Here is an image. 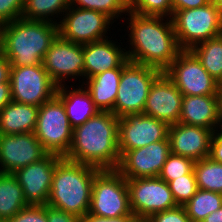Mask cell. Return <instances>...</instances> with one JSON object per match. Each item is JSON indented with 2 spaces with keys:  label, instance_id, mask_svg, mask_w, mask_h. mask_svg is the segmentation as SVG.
Listing matches in <instances>:
<instances>
[{
  "label": "cell",
  "instance_id": "6da1fadb",
  "mask_svg": "<svg viewBox=\"0 0 222 222\" xmlns=\"http://www.w3.org/2000/svg\"><path fill=\"white\" fill-rule=\"evenodd\" d=\"M128 13V37L133 47L127 51L128 60L164 72L181 51L172 19L165 16L139 15L130 11ZM164 18L170 20L167 19L166 22Z\"/></svg>",
  "mask_w": 222,
  "mask_h": 222
},
{
  "label": "cell",
  "instance_id": "7a4b0ae2",
  "mask_svg": "<svg viewBox=\"0 0 222 222\" xmlns=\"http://www.w3.org/2000/svg\"><path fill=\"white\" fill-rule=\"evenodd\" d=\"M118 131L119 118L100 111L73 128L70 150L64 158L100 170H116L120 161Z\"/></svg>",
  "mask_w": 222,
  "mask_h": 222
},
{
  "label": "cell",
  "instance_id": "3957f363",
  "mask_svg": "<svg viewBox=\"0 0 222 222\" xmlns=\"http://www.w3.org/2000/svg\"><path fill=\"white\" fill-rule=\"evenodd\" d=\"M58 35V23L21 17L2 24L0 52L11 66L39 65Z\"/></svg>",
  "mask_w": 222,
  "mask_h": 222
},
{
  "label": "cell",
  "instance_id": "277c9868",
  "mask_svg": "<svg viewBox=\"0 0 222 222\" xmlns=\"http://www.w3.org/2000/svg\"><path fill=\"white\" fill-rule=\"evenodd\" d=\"M99 171L63 158L55 168L47 205L84 217L90 209L92 184Z\"/></svg>",
  "mask_w": 222,
  "mask_h": 222
},
{
  "label": "cell",
  "instance_id": "5b68a950",
  "mask_svg": "<svg viewBox=\"0 0 222 222\" xmlns=\"http://www.w3.org/2000/svg\"><path fill=\"white\" fill-rule=\"evenodd\" d=\"M177 43L181 50L222 35V16L214 2L176 11L172 17Z\"/></svg>",
  "mask_w": 222,
  "mask_h": 222
},
{
  "label": "cell",
  "instance_id": "8992f818",
  "mask_svg": "<svg viewBox=\"0 0 222 222\" xmlns=\"http://www.w3.org/2000/svg\"><path fill=\"white\" fill-rule=\"evenodd\" d=\"M159 69L129 61L122 69L113 113L120 118L143 113L146 99Z\"/></svg>",
  "mask_w": 222,
  "mask_h": 222
},
{
  "label": "cell",
  "instance_id": "52a82bcc",
  "mask_svg": "<svg viewBox=\"0 0 222 222\" xmlns=\"http://www.w3.org/2000/svg\"><path fill=\"white\" fill-rule=\"evenodd\" d=\"M88 213L106 218L134 215L130 208L126 178L117 170H100L95 175Z\"/></svg>",
  "mask_w": 222,
  "mask_h": 222
},
{
  "label": "cell",
  "instance_id": "ba28073f",
  "mask_svg": "<svg viewBox=\"0 0 222 222\" xmlns=\"http://www.w3.org/2000/svg\"><path fill=\"white\" fill-rule=\"evenodd\" d=\"M72 133L65 106L57 96L39 106L34 134L49 154L65 157Z\"/></svg>",
  "mask_w": 222,
  "mask_h": 222
},
{
  "label": "cell",
  "instance_id": "9c48e42d",
  "mask_svg": "<svg viewBox=\"0 0 222 222\" xmlns=\"http://www.w3.org/2000/svg\"><path fill=\"white\" fill-rule=\"evenodd\" d=\"M9 81L13 101L37 107L53 99L58 89L43 64L11 66Z\"/></svg>",
  "mask_w": 222,
  "mask_h": 222
},
{
  "label": "cell",
  "instance_id": "30bf717a",
  "mask_svg": "<svg viewBox=\"0 0 222 222\" xmlns=\"http://www.w3.org/2000/svg\"><path fill=\"white\" fill-rule=\"evenodd\" d=\"M130 208L137 220L177 206L167 182L159 177L126 179Z\"/></svg>",
  "mask_w": 222,
  "mask_h": 222
},
{
  "label": "cell",
  "instance_id": "8fae6325",
  "mask_svg": "<svg viewBox=\"0 0 222 222\" xmlns=\"http://www.w3.org/2000/svg\"><path fill=\"white\" fill-rule=\"evenodd\" d=\"M185 96L219 95L218 82L191 50H181L164 71Z\"/></svg>",
  "mask_w": 222,
  "mask_h": 222
},
{
  "label": "cell",
  "instance_id": "7c38bea8",
  "mask_svg": "<svg viewBox=\"0 0 222 222\" xmlns=\"http://www.w3.org/2000/svg\"><path fill=\"white\" fill-rule=\"evenodd\" d=\"M63 16L57 23L58 34L65 40L84 45L108 38L112 20L104 13L69 6Z\"/></svg>",
  "mask_w": 222,
  "mask_h": 222
},
{
  "label": "cell",
  "instance_id": "4fadbf2b",
  "mask_svg": "<svg viewBox=\"0 0 222 222\" xmlns=\"http://www.w3.org/2000/svg\"><path fill=\"white\" fill-rule=\"evenodd\" d=\"M168 128L166 123L143 113L120 117L118 131L120 156L125 151L165 140L168 137Z\"/></svg>",
  "mask_w": 222,
  "mask_h": 222
},
{
  "label": "cell",
  "instance_id": "5bb4252c",
  "mask_svg": "<svg viewBox=\"0 0 222 222\" xmlns=\"http://www.w3.org/2000/svg\"><path fill=\"white\" fill-rule=\"evenodd\" d=\"M171 153L168 137L141 148L125 151L116 170L126 179L158 177Z\"/></svg>",
  "mask_w": 222,
  "mask_h": 222
},
{
  "label": "cell",
  "instance_id": "9a60e30c",
  "mask_svg": "<svg viewBox=\"0 0 222 222\" xmlns=\"http://www.w3.org/2000/svg\"><path fill=\"white\" fill-rule=\"evenodd\" d=\"M44 149L34 132L20 134H0V172L15 173L46 157Z\"/></svg>",
  "mask_w": 222,
  "mask_h": 222
},
{
  "label": "cell",
  "instance_id": "2e32d148",
  "mask_svg": "<svg viewBox=\"0 0 222 222\" xmlns=\"http://www.w3.org/2000/svg\"><path fill=\"white\" fill-rule=\"evenodd\" d=\"M42 64L58 86L65 85L68 77L84 78L83 45L65 40L58 35L46 51Z\"/></svg>",
  "mask_w": 222,
  "mask_h": 222
},
{
  "label": "cell",
  "instance_id": "e0dca14e",
  "mask_svg": "<svg viewBox=\"0 0 222 222\" xmlns=\"http://www.w3.org/2000/svg\"><path fill=\"white\" fill-rule=\"evenodd\" d=\"M63 158L56 154H48L40 161L13 173L29 205H47L55 168Z\"/></svg>",
  "mask_w": 222,
  "mask_h": 222
},
{
  "label": "cell",
  "instance_id": "ac0fdd59",
  "mask_svg": "<svg viewBox=\"0 0 222 222\" xmlns=\"http://www.w3.org/2000/svg\"><path fill=\"white\" fill-rule=\"evenodd\" d=\"M183 95L172 80L162 72L152 84L143 114L152 116L168 126L179 122Z\"/></svg>",
  "mask_w": 222,
  "mask_h": 222
},
{
  "label": "cell",
  "instance_id": "d6986e66",
  "mask_svg": "<svg viewBox=\"0 0 222 222\" xmlns=\"http://www.w3.org/2000/svg\"><path fill=\"white\" fill-rule=\"evenodd\" d=\"M213 133L211 129L180 122L170 125L168 139L171 153L190 158L194 162L207 158Z\"/></svg>",
  "mask_w": 222,
  "mask_h": 222
},
{
  "label": "cell",
  "instance_id": "ffe728a7",
  "mask_svg": "<svg viewBox=\"0 0 222 222\" xmlns=\"http://www.w3.org/2000/svg\"><path fill=\"white\" fill-rule=\"evenodd\" d=\"M83 55L86 79L106 70L124 67L129 62L127 50L108 38L84 44Z\"/></svg>",
  "mask_w": 222,
  "mask_h": 222
},
{
  "label": "cell",
  "instance_id": "44dd1931",
  "mask_svg": "<svg viewBox=\"0 0 222 222\" xmlns=\"http://www.w3.org/2000/svg\"><path fill=\"white\" fill-rule=\"evenodd\" d=\"M179 122L218 131L219 95H183Z\"/></svg>",
  "mask_w": 222,
  "mask_h": 222
},
{
  "label": "cell",
  "instance_id": "7402d4cb",
  "mask_svg": "<svg viewBox=\"0 0 222 222\" xmlns=\"http://www.w3.org/2000/svg\"><path fill=\"white\" fill-rule=\"evenodd\" d=\"M73 90L66 85L58 86L56 96L65 106L68 121L72 128L84 124L88 119L96 116L100 110L93 103L91 94L84 87ZM66 87V88H65Z\"/></svg>",
  "mask_w": 222,
  "mask_h": 222
},
{
  "label": "cell",
  "instance_id": "603a6c76",
  "mask_svg": "<svg viewBox=\"0 0 222 222\" xmlns=\"http://www.w3.org/2000/svg\"><path fill=\"white\" fill-rule=\"evenodd\" d=\"M123 67L106 70L91 78L82 85L91 94L93 103L102 112H112L116 101L117 91ZM85 83V84H84Z\"/></svg>",
  "mask_w": 222,
  "mask_h": 222
},
{
  "label": "cell",
  "instance_id": "cb8c5ba5",
  "mask_svg": "<svg viewBox=\"0 0 222 222\" xmlns=\"http://www.w3.org/2000/svg\"><path fill=\"white\" fill-rule=\"evenodd\" d=\"M39 107L11 101L0 110V134L34 132Z\"/></svg>",
  "mask_w": 222,
  "mask_h": 222
},
{
  "label": "cell",
  "instance_id": "d4e9b609",
  "mask_svg": "<svg viewBox=\"0 0 222 222\" xmlns=\"http://www.w3.org/2000/svg\"><path fill=\"white\" fill-rule=\"evenodd\" d=\"M28 205L16 176L0 172V222L12 218Z\"/></svg>",
  "mask_w": 222,
  "mask_h": 222
},
{
  "label": "cell",
  "instance_id": "484cf974",
  "mask_svg": "<svg viewBox=\"0 0 222 222\" xmlns=\"http://www.w3.org/2000/svg\"><path fill=\"white\" fill-rule=\"evenodd\" d=\"M191 51L219 83L222 80V35L195 45Z\"/></svg>",
  "mask_w": 222,
  "mask_h": 222
},
{
  "label": "cell",
  "instance_id": "4316f807",
  "mask_svg": "<svg viewBox=\"0 0 222 222\" xmlns=\"http://www.w3.org/2000/svg\"><path fill=\"white\" fill-rule=\"evenodd\" d=\"M183 207L190 222H202L206 216L222 207V194L198 189Z\"/></svg>",
  "mask_w": 222,
  "mask_h": 222
},
{
  "label": "cell",
  "instance_id": "83f0119b",
  "mask_svg": "<svg viewBox=\"0 0 222 222\" xmlns=\"http://www.w3.org/2000/svg\"><path fill=\"white\" fill-rule=\"evenodd\" d=\"M193 171L198 189L222 194V163L203 158L194 162Z\"/></svg>",
  "mask_w": 222,
  "mask_h": 222
},
{
  "label": "cell",
  "instance_id": "f1b7e54d",
  "mask_svg": "<svg viewBox=\"0 0 222 222\" xmlns=\"http://www.w3.org/2000/svg\"><path fill=\"white\" fill-rule=\"evenodd\" d=\"M68 8V0H25L22 18L57 23L53 20L54 15L58 17V14H64Z\"/></svg>",
  "mask_w": 222,
  "mask_h": 222
},
{
  "label": "cell",
  "instance_id": "f546056e",
  "mask_svg": "<svg viewBox=\"0 0 222 222\" xmlns=\"http://www.w3.org/2000/svg\"><path fill=\"white\" fill-rule=\"evenodd\" d=\"M68 2L71 7L104 13L113 21L114 18L122 16V13L128 14L127 0H68Z\"/></svg>",
  "mask_w": 222,
  "mask_h": 222
},
{
  "label": "cell",
  "instance_id": "4dcf8cb0",
  "mask_svg": "<svg viewBox=\"0 0 222 222\" xmlns=\"http://www.w3.org/2000/svg\"><path fill=\"white\" fill-rule=\"evenodd\" d=\"M127 7L139 15L172 17L171 0H127Z\"/></svg>",
  "mask_w": 222,
  "mask_h": 222
},
{
  "label": "cell",
  "instance_id": "1f68e13d",
  "mask_svg": "<svg viewBox=\"0 0 222 222\" xmlns=\"http://www.w3.org/2000/svg\"><path fill=\"white\" fill-rule=\"evenodd\" d=\"M194 161L190 158L170 153L158 177L165 182H170L193 170Z\"/></svg>",
  "mask_w": 222,
  "mask_h": 222
},
{
  "label": "cell",
  "instance_id": "d6a6232c",
  "mask_svg": "<svg viewBox=\"0 0 222 222\" xmlns=\"http://www.w3.org/2000/svg\"><path fill=\"white\" fill-rule=\"evenodd\" d=\"M168 185L178 206H184L198 190L193 170L187 175L168 182Z\"/></svg>",
  "mask_w": 222,
  "mask_h": 222
},
{
  "label": "cell",
  "instance_id": "836d02e7",
  "mask_svg": "<svg viewBox=\"0 0 222 222\" xmlns=\"http://www.w3.org/2000/svg\"><path fill=\"white\" fill-rule=\"evenodd\" d=\"M5 222H47L46 205H28Z\"/></svg>",
  "mask_w": 222,
  "mask_h": 222
},
{
  "label": "cell",
  "instance_id": "e575fe53",
  "mask_svg": "<svg viewBox=\"0 0 222 222\" xmlns=\"http://www.w3.org/2000/svg\"><path fill=\"white\" fill-rule=\"evenodd\" d=\"M25 0H0V23L5 24L22 17Z\"/></svg>",
  "mask_w": 222,
  "mask_h": 222
},
{
  "label": "cell",
  "instance_id": "d590c367",
  "mask_svg": "<svg viewBox=\"0 0 222 222\" xmlns=\"http://www.w3.org/2000/svg\"><path fill=\"white\" fill-rule=\"evenodd\" d=\"M146 222H190L183 206H176L174 208L158 212L151 215Z\"/></svg>",
  "mask_w": 222,
  "mask_h": 222
},
{
  "label": "cell",
  "instance_id": "8d00e7d4",
  "mask_svg": "<svg viewBox=\"0 0 222 222\" xmlns=\"http://www.w3.org/2000/svg\"><path fill=\"white\" fill-rule=\"evenodd\" d=\"M47 222H82L81 217L46 205Z\"/></svg>",
  "mask_w": 222,
  "mask_h": 222
},
{
  "label": "cell",
  "instance_id": "74e56055",
  "mask_svg": "<svg viewBox=\"0 0 222 222\" xmlns=\"http://www.w3.org/2000/svg\"><path fill=\"white\" fill-rule=\"evenodd\" d=\"M209 157L215 162L222 163V130L214 132L211 137Z\"/></svg>",
  "mask_w": 222,
  "mask_h": 222
},
{
  "label": "cell",
  "instance_id": "f35d334b",
  "mask_svg": "<svg viewBox=\"0 0 222 222\" xmlns=\"http://www.w3.org/2000/svg\"><path fill=\"white\" fill-rule=\"evenodd\" d=\"M211 0H171L172 15L179 10L193 9L207 5Z\"/></svg>",
  "mask_w": 222,
  "mask_h": 222
},
{
  "label": "cell",
  "instance_id": "ab89813d",
  "mask_svg": "<svg viewBox=\"0 0 222 222\" xmlns=\"http://www.w3.org/2000/svg\"><path fill=\"white\" fill-rule=\"evenodd\" d=\"M82 222H136L137 219L134 215H123L116 218H106L99 217L87 213L84 217L81 218Z\"/></svg>",
  "mask_w": 222,
  "mask_h": 222
},
{
  "label": "cell",
  "instance_id": "60d3db41",
  "mask_svg": "<svg viewBox=\"0 0 222 222\" xmlns=\"http://www.w3.org/2000/svg\"><path fill=\"white\" fill-rule=\"evenodd\" d=\"M11 64L8 59L0 52V83L10 82Z\"/></svg>",
  "mask_w": 222,
  "mask_h": 222
},
{
  "label": "cell",
  "instance_id": "b9f144b4",
  "mask_svg": "<svg viewBox=\"0 0 222 222\" xmlns=\"http://www.w3.org/2000/svg\"><path fill=\"white\" fill-rule=\"evenodd\" d=\"M11 101L10 82L0 83V110Z\"/></svg>",
  "mask_w": 222,
  "mask_h": 222
},
{
  "label": "cell",
  "instance_id": "7bdbcfd3",
  "mask_svg": "<svg viewBox=\"0 0 222 222\" xmlns=\"http://www.w3.org/2000/svg\"><path fill=\"white\" fill-rule=\"evenodd\" d=\"M202 222H222V207L206 216Z\"/></svg>",
  "mask_w": 222,
  "mask_h": 222
},
{
  "label": "cell",
  "instance_id": "ee69618b",
  "mask_svg": "<svg viewBox=\"0 0 222 222\" xmlns=\"http://www.w3.org/2000/svg\"><path fill=\"white\" fill-rule=\"evenodd\" d=\"M219 119H220V130H222V89L219 90Z\"/></svg>",
  "mask_w": 222,
  "mask_h": 222
},
{
  "label": "cell",
  "instance_id": "f6af8a7d",
  "mask_svg": "<svg viewBox=\"0 0 222 222\" xmlns=\"http://www.w3.org/2000/svg\"><path fill=\"white\" fill-rule=\"evenodd\" d=\"M215 6L217 7L218 11L220 12L221 16H222V0H216L214 2Z\"/></svg>",
  "mask_w": 222,
  "mask_h": 222
},
{
  "label": "cell",
  "instance_id": "bcb514c9",
  "mask_svg": "<svg viewBox=\"0 0 222 222\" xmlns=\"http://www.w3.org/2000/svg\"><path fill=\"white\" fill-rule=\"evenodd\" d=\"M218 84H219V89H222V80Z\"/></svg>",
  "mask_w": 222,
  "mask_h": 222
},
{
  "label": "cell",
  "instance_id": "7dc6e473",
  "mask_svg": "<svg viewBox=\"0 0 222 222\" xmlns=\"http://www.w3.org/2000/svg\"><path fill=\"white\" fill-rule=\"evenodd\" d=\"M136 222H146V221H143V220H137Z\"/></svg>",
  "mask_w": 222,
  "mask_h": 222
}]
</instances>
